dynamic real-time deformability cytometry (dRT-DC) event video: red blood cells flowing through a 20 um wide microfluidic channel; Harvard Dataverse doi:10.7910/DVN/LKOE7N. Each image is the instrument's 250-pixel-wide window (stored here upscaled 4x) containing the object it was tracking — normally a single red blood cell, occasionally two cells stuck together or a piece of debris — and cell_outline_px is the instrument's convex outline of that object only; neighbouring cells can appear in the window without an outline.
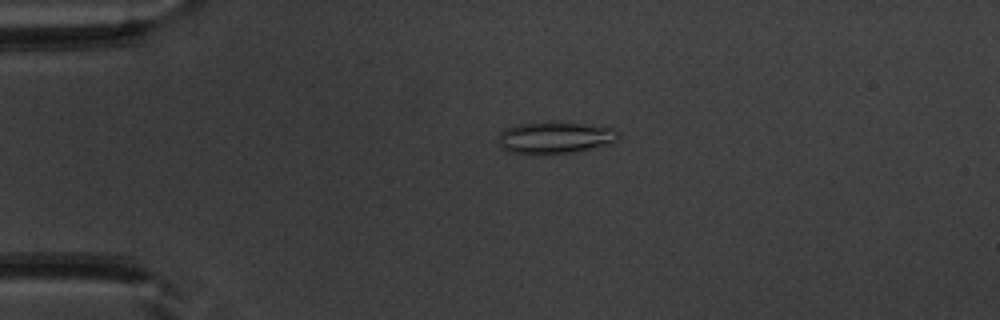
{"species": "common noctule bat (a hibernating species)", "species_latin": "Nyctalus noctula", "temperature_condition": "warm", "stored_images_in_passage": 50, "camera_frame_rate_fps": 3000, "um_per_image_px": 0.085, "animal": {"sex": "male", "body_mass_g": 20.1, "forearm_length_mm": 53.5}, "frame": {"image": 1, "passage_image": 11, "time_ms": 3.333, "image_size_px": [1000, 320], "cell_outline_px": [[620, 136], [616, 140], [608, 144], [572, 152], [508, 152], [500, 148], [500, 132], [504, 128], [516, 124], [548, 120], [552, 120], [584, 124], [612, 128], [620, 132]], "centroid_in_image_um": [47.17, 11.64], "position_along_channel_um": 37.8, "area_um2": 22.08}}
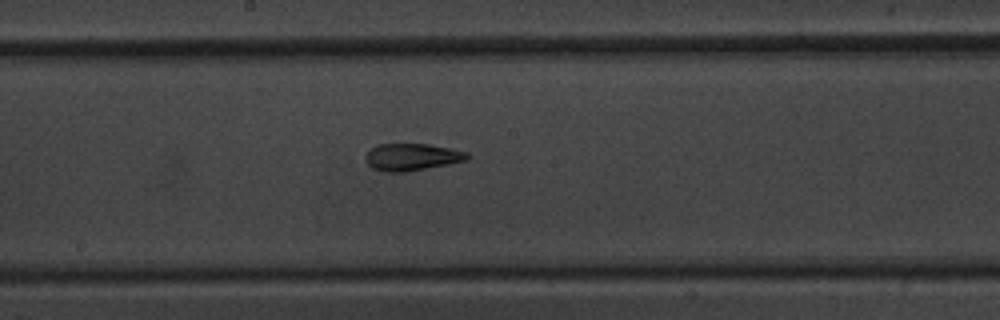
{"frame": {"image": 2, "passage_image": 27, "time_ms": 8.667, "image_size_px": [1000, 320], "cell_outline_px": [[468, 160], [448, 164], [404, 172], [384, 172], [372, 168], [364, 160], [364, 156], [376, 144], [428, 144], [468, 152]], "centroid_in_image_um": [34.97, 13.35], "position_along_channel_um": 213.2, "area_um2": 16.01}}
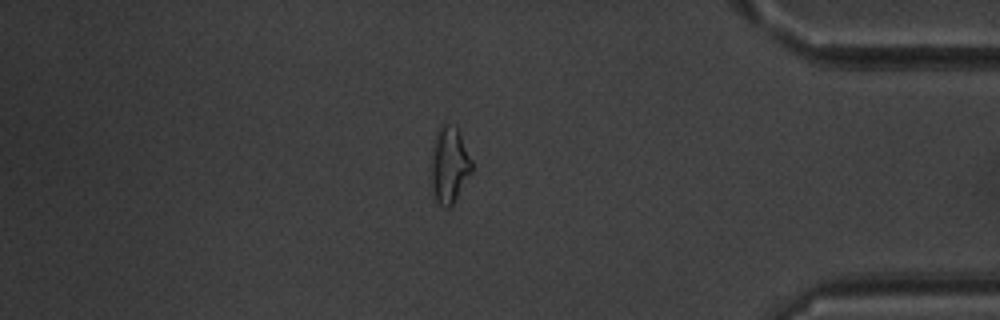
{"frame": {"image": 3, "passage_image": 43, "time_ms": 14.0, "image_size_px": [1000, 320], "cell_outline_px": [[472, 172], [452, 204], [448, 208], [444, 208], [436, 200], [432, 188], [432, 148], [436, 132], [440, 124], [448, 124], [456, 128], [460, 132], [472, 160]], "centroid_in_image_um": [38.2, 14.0], "position_along_channel_um": 397.0, "area_um2": 17.92}, "authors_computed_cell_mechanics": {"area_um2": 17.1088, "velocity_mm_per_s": 3.975, "shape_relaxation_time_tau1_ms": null, "shape_relaxation_time_tau2_ms": 3.0012, "deformation_change_tau1": null, "deformation_change_tau2": 0.1131}}